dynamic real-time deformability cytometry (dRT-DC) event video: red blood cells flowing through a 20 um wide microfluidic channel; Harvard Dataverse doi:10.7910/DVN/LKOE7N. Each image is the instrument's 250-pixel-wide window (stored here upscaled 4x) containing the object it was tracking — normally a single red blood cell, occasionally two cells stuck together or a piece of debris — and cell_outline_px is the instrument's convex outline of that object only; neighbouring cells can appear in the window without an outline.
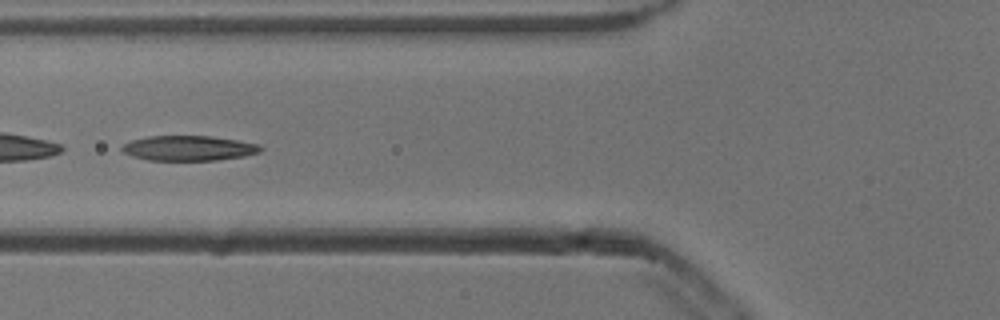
{"species": "common noctule bat (a hibernating species)", "species_latin": "Nyctalus noctula", "temperature_condition": "cold", "stored_images_in_passage": 52, "camera_frame_rate_fps": 3000, "um_per_image_px": 0.085, "animal": {"sex": "male", "body_mass_g": 13.3}, "frame": {"image": 1, "passage_image": 20, "time_ms": 6.333, "image_size_px": [1000, 320], "cell_outline_px": [[264, 148], [260, 152], [244, 156], [216, 160], [148, 160], [132, 156], [124, 152], [120, 148], [124, 144], [132, 140], [148, 136], [212, 136], [260, 144]], "centroid_in_image_um": [16.06, 12.59], "position_along_channel_um": 109.7, "area_um2": 20.17}}
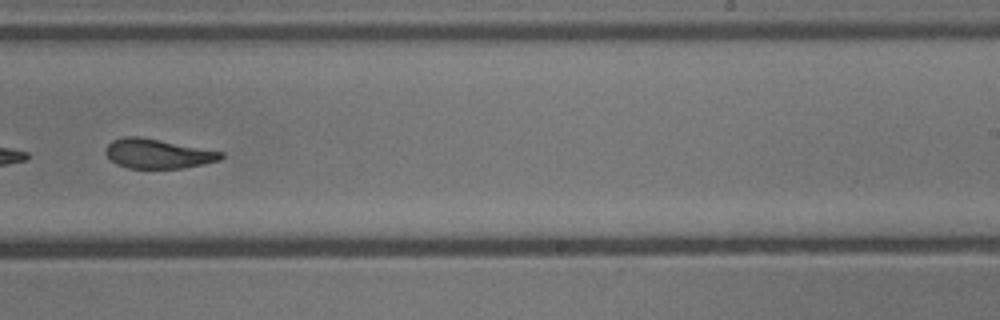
{"frame": {"image": 2, "passage_image": 33, "time_ms": 10.667, "image_size_px": [1000, 320], "cell_outline_px": [[224, 156], [220, 160], [204, 164], [184, 168], [128, 168], [116, 164], [104, 152], [108, 144], [112, 140], [124, 136], [136, 136], [224, 152]], "centroid_in_image_um": [13.41, 13.07], "position_along_channel_um": 275.6, "area_um2": 19.65}}
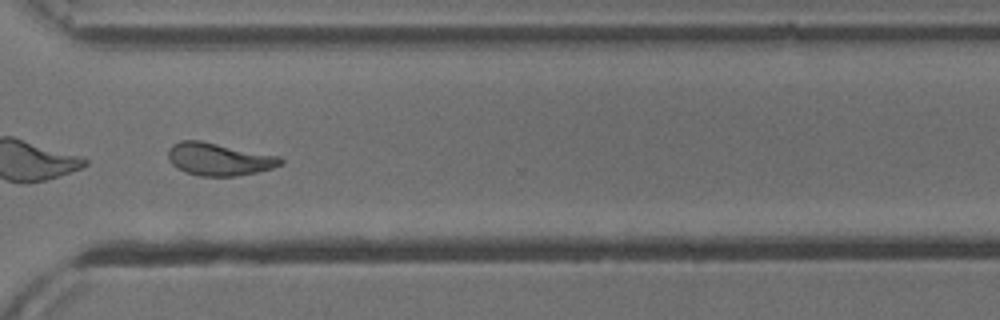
{"frame": {"image": 3, "passage_image": 39, "time_ms": 12.667, "image_size_px": [1000, 320], "cell_outline_px": [[284, 164], [272, 168], [256, 172], [236, 176], [200, 176], [184, 172], [176, 168], [168, 160], [168, 148], [172, 144], [180, 140], [200, 140], [280, 156], [284, 160]], "centroid_in_image_um": [18.59, 13.53], "position_along_channel_um": 352.0, "area_um2": 21.62}, "authors_computed_cell_mechanics": {"area_um2": 21.7039, "velocity_mm_per_s": 3.8232, "shape_relaxation_time_tau1_ms": 4.0304, "shape_relaxation_time_tau2_ms": 2.569, "deformation_change_tau1": 0.1604, "deformation_change_tau2": 0.1074}}